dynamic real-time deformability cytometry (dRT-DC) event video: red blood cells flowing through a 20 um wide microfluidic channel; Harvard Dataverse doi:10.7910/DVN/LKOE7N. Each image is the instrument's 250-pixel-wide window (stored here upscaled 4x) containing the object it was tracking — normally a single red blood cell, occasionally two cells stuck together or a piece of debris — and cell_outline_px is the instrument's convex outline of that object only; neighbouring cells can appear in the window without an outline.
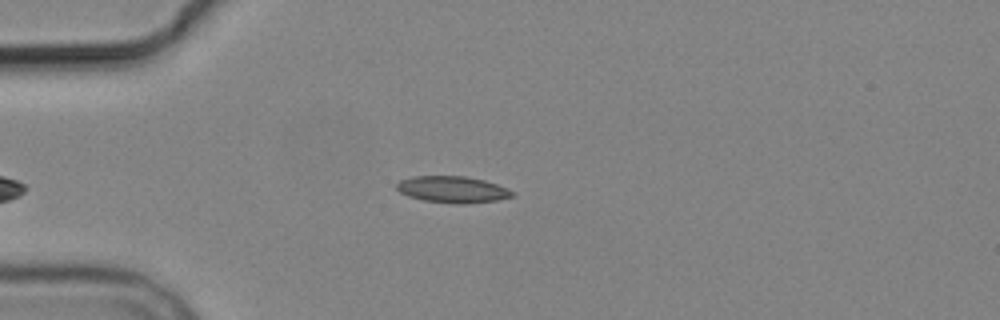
{"species": "common noctule bat (a hibernating species)", "species_latin": "Nyctalus noctula", "temperature_condition": "cold", "stored_images_in_passage": 3, "camera_frame_rate_fps": 3000, "um_per_image_px": 0.085, "animal": {"sex": "male", "body_mass_g": 19.2, "forearm_length_mm": 51.8}, "frame": {"image": 1, "passage_image": 3, "time_ms": 3.333, "image_size_px": [1000, 320], "cell_outline_px": [[516, 192], [512, 196], [496, 200], [464, 204], [460, 204], [424, 200], [408, 196], [400, 192], [396, 188], [396, 184], [400, 180], [412, 176], [464, 176], [484, 180], [508, 188]], "centroid_in_image_um": [38.46, 16.1], "position_along_channel_um": 46.5, "area_um2": 17.8}}